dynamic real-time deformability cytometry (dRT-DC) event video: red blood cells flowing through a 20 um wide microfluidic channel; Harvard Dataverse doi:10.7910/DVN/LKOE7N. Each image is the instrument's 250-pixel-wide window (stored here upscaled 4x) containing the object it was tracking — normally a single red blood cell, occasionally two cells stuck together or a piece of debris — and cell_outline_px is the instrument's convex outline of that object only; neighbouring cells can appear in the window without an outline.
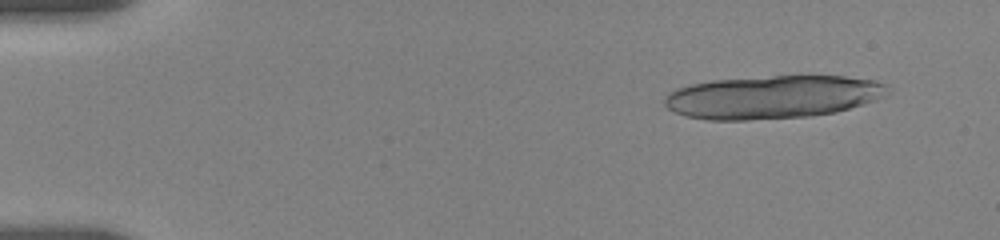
{"species": "human", "species_latin": "Homo sapiens", "temperature_condition": "room temperature", "stored_images_in_passage": 32, "camera_frame_rate_fps": 3000, "um_per_image_px": 0.085, "donor": {"sex": "female"}, "frame": {"image": 1, "passage_image": 4, "time_ms": 1.333, "image_size_px": [1000, 240], "cell_outline_px": [[892, 92], [876, 100], [864, 104], [836, 112], [808, 116], [748, 120], [708, 120], [684, 116], [668, 108], [664, 104], [664, 96], [668, 92], [676, 88], [692, 84], [712, 80], [772, 76], [844, 76], [872, 80], [884, 84]], "centroid_in_image_um": [65.65, 8.25], "position_along_channel_um": 19.3, "area_um2": 56.12}}
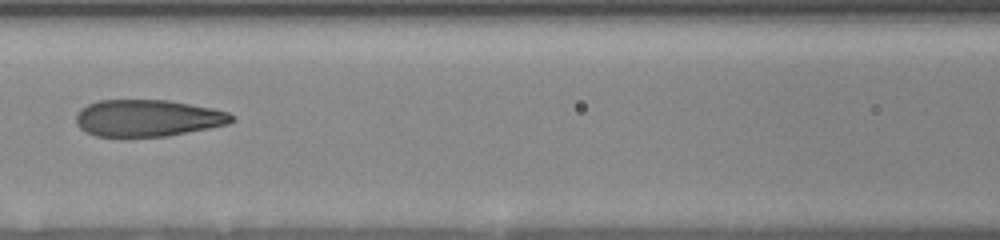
{"frame": {"image": 2, "passage_image": 19, "time_ms": 8.333, "image_size_px": [1000, 240], "cell_outline_px": [[236, 120], [228, 124], [168, 136], [96, 136], [80, 128], [76, 124], [76, 112], [80, 108], [96, 100], [168, 100], [212, 108], [228, 112]], "centroid_in_image_um": [12.54, 10.03], "position_along_channel_um": 154.1, "area_um2": 33.35}}
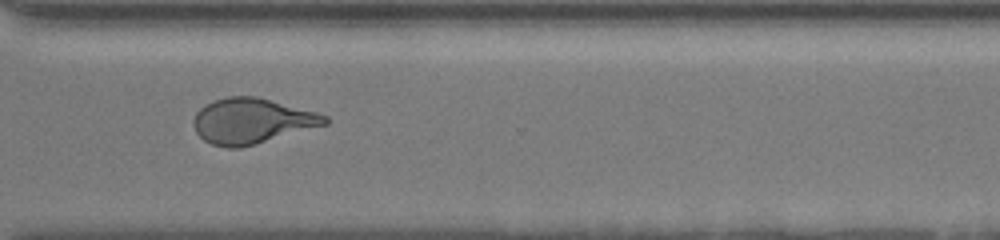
{"frame": {"image": 3, "passage_image": 28, "time_ms": 13.667, "image_size_px": [1000, 240], "cell_outline_px": [[328, 124], [256, 144], [240, 148], [228, 148], [212, 144], [204, 140], [196, 132], [192, 124], [192, 120], [196, 112], [204, 104], [228, 96], [256, 96], [316, 112], [328, 116]], "centroid_in_image_um": [21.38, 10.29], "position_along_channel_um": 349.2, "area_um2": 34.74}, "authors_computed_cell_mechanics": {"area_um2": 36.992, "velocity_mm_per_s": 3.6928, "shape_relaxation_time_tau1_ms": 10.5959, "shape_relaxation_time_tau2_ms": 0.9847, "deformation_change_tau1": 0.2898, "deformation_change_tau2": 0.0892}}